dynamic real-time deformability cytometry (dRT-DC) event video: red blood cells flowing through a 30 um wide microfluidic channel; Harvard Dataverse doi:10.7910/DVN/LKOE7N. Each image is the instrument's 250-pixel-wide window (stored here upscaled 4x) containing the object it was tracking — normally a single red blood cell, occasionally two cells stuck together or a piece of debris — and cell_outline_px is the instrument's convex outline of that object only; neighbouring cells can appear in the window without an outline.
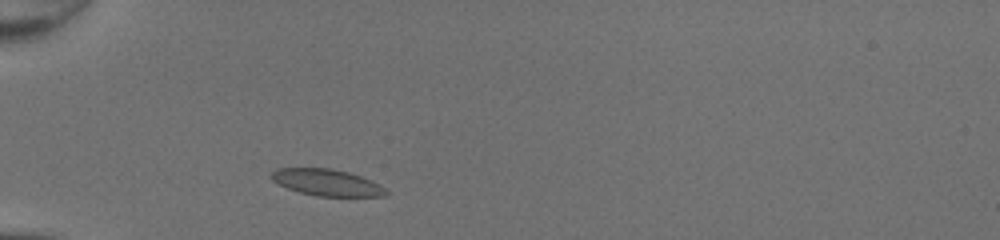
{"species": "common noctule bat (a hibernating species)", "species_latin": "Nyctalus noctula", "temperature_condition": "room temperature", "stored_images_in_passage": 29, "camera_frame_rate_fps": 3000, "um_per_image_px": 0.085, "animal": {"sex": "female", "body_mass_g": 20.0, "forearm_length_mm": 54.0}, "frame": {"image": 1, "passage_image": 1, "time_ms": 0.0, "image_size_px": [1000, 240], "cell_outline_px": [[388, 192], [384, 196], [316, 196], [300, 192], [288, 188], [272, 180], [268, 176], [276, 168], [332, 168], [348, 172], [372, 180], [380, 184]], "centroid_in_image_um": [27.77, 15.5], "position_along_channel_um": 57.2, "area_um2": 17.74}}
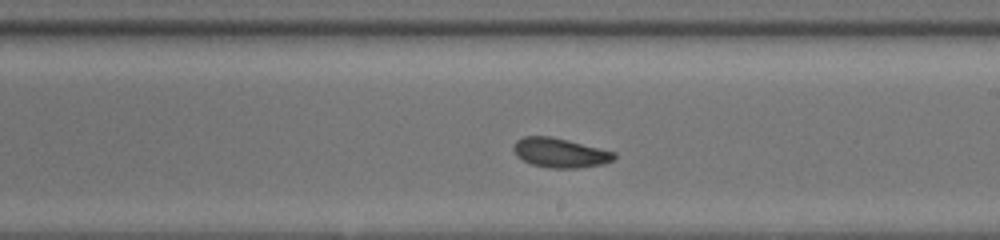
{"frame": {"image": 2, "passage_image": 15, "time_ms": 4.667, "image_size_px": [1000, 240], "cell_outline_px": [[616, 156], [612, 160], [604, 164], [580, 168], [552, 168], [532, 164], [516, 156], [512, 148], [516, 140], [524, 136], [552, 136], [616, 152]], "centroid_in_image_um": [47.6, 12.98], "position_along_channel_um": 241.4, "area_um2": 17.34}}
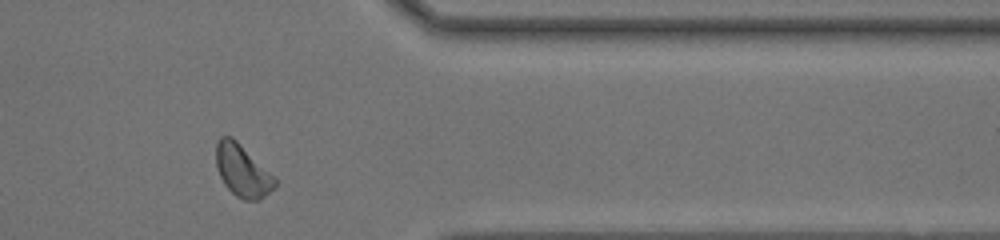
{"frame": {"image": 3, "passage_image": 26, "time_ms": 8.333, "image_size_px": [1000, 240], "cell_outline_px": [[276, 188], [260, 200], [244, 200], [236, 196], [224, 184], [216, 168], [216, 144], [220, 136], [232, 136], [276, 176]], "centroid_in_image_um": [20.64, 14.51], "position_along_channel_um": 390.8, "area_um2": 18.21}, "authors_computed_cell_mechanics": {"area_um2": 17.629, "velocity_mm_per_s": 4.3091, "shape_relaxation_time_tau1_ms": 3.7011, "shape_relaxation_time_tau2_ms": 2.5574, "deformation_change_tau1": 0.0903, "deformation_change_tau2": 0.0708}}